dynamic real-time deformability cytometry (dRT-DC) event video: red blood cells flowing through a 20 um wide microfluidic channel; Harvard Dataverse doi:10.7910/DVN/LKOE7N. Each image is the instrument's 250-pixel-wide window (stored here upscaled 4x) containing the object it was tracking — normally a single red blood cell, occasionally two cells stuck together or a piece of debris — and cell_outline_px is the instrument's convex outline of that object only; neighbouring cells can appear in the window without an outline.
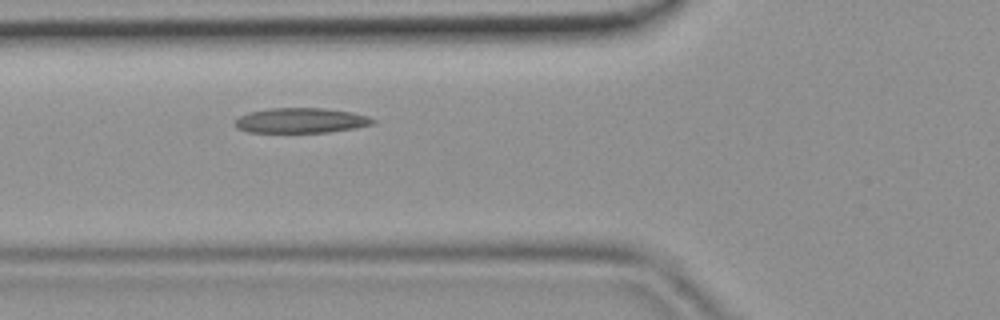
{"species": "common noctule bat (a hibernating species)", "species_latin": "Nyctalus noctula", "temperature_condition": "room temperature", "stored_images_in_passage": 40, "camera_frame_rate_fps": 3000, "um_per_image_px": 0.085, "animal": {"sex": "female", "body_mass_g": 19.9}, "frame": {"image": 1, "passage_image": 12, "time_ms": 3.667, "image_size_px": [1000, 320], "cell_outline_px": [[376, 124], [328, 132], [248, 132], [236, 128], [236, 120], [240, 116], [248, 112], [268, 108], [324, 108], [352, 112], [368, 116], [376, 120]], "centroid_in_image_um": [25.59, 10.23], "position_along_channel_um": 100.2, "area_um2": 20.11}}
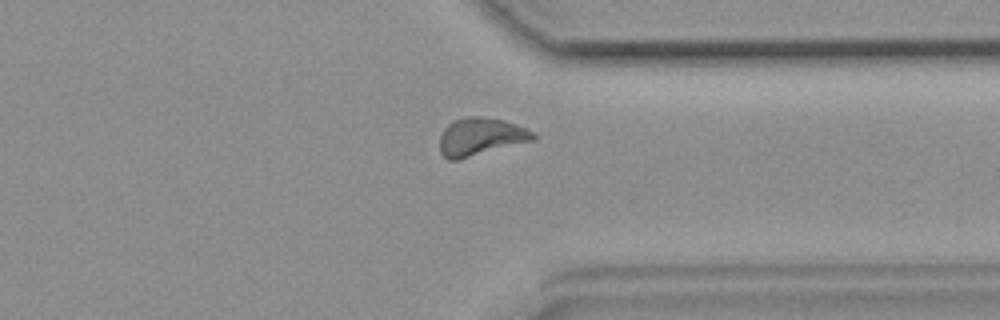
{"frame": {"image": 2, "passage_image": 30, "time_ms": 9.667, "image_size_px": [1000, 320], "cell_outline_px": [[536, 140], [456, 160], [448, 160], [440, 152], [440, 136], [444, 128], [448, 124], [456, 120], [468, 116], [484, 116], [504, 120], [516, 124], [536, 132]], "centroid_in_image_um": [40.89, 11.61], "position_along_channel_um": 370.5, "area_um2": 20.69}}
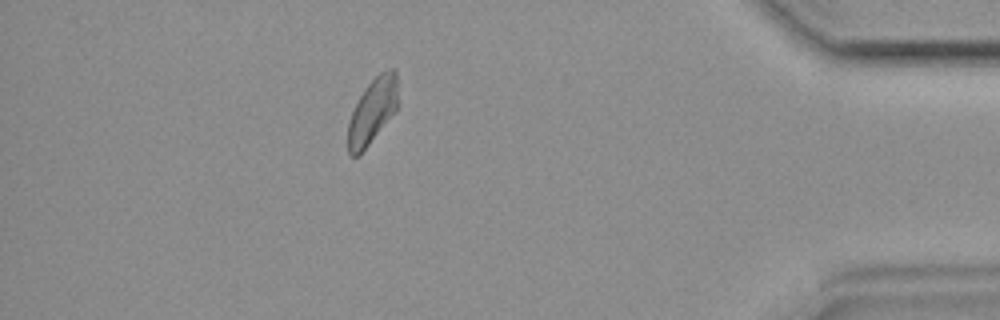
{"frame": {"image": 3, "passage_image": 35, "time_ms": 11.333, "image_size_px": [1000, 320], "cell_outline_px": [[396, 112], [360, 156], [348, 156], [348, 124], [352, 112], [364, 88], [380, 72], [388, 68], [396, 68]], "centroid_in_image_um": [31.64, 9.48], "position_along_channel_um": 403.6, "area_um2": 19.07}}